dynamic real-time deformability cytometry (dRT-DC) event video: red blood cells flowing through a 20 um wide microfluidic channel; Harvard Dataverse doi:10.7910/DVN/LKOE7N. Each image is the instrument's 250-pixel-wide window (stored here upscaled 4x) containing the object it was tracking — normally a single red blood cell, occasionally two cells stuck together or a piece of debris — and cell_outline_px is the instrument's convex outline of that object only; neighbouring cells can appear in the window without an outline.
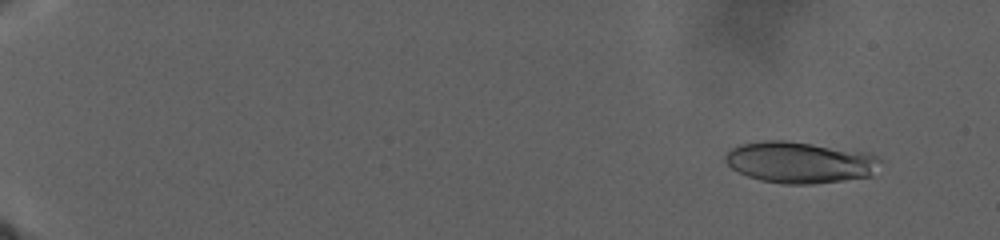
{"species": "human", "species_latin": "Homo sapiens", "temperature_condition": "warm", "stored_images_in_passage": 62, "camera_frame_rate_fps": 3000, "um_per_image_px": 0.085, "donor": {"sex": "male"}, "frame": {"image": 1, "passage_image": 15, "time_ms": 3.667, "image_size_px": [1000, 240], "cell_outline_px": [[884, 160], [872, 176], [844, 180], [812, 184], [784, 184], [760, 180], [748, 176], [732, 168], [724, 160], [724, 156], [736, 144], [764, 140], [784, 140], [872, 152]], "centroid_in_image_um": [68.05, 13.79], "position_along_channel_um": 17.0, "area_um2": 37.92}}
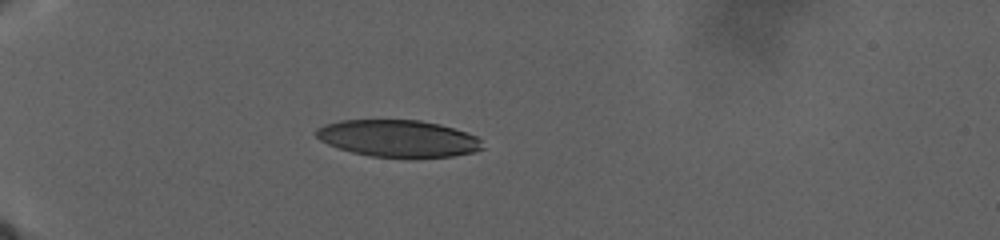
{"frame": {"image": 2, "passage_image": 56, "time_ms": 14.0, "image_size_px": [1000, 240], "cell_outline_px": [[484, 148], [476, 152], [452, 156], [372, 156], [352, 152], [328, 144], [320, 140], [312, 132], [316, 128], [324, 124], [340, 120], [420, 120], [440, 124], [468, 132], [476, 136], [480, 140]], "centroid_in_image_um": [33.83, 11.74], "position_along_channel_um": 51.2, "area_um2": 35.6}}